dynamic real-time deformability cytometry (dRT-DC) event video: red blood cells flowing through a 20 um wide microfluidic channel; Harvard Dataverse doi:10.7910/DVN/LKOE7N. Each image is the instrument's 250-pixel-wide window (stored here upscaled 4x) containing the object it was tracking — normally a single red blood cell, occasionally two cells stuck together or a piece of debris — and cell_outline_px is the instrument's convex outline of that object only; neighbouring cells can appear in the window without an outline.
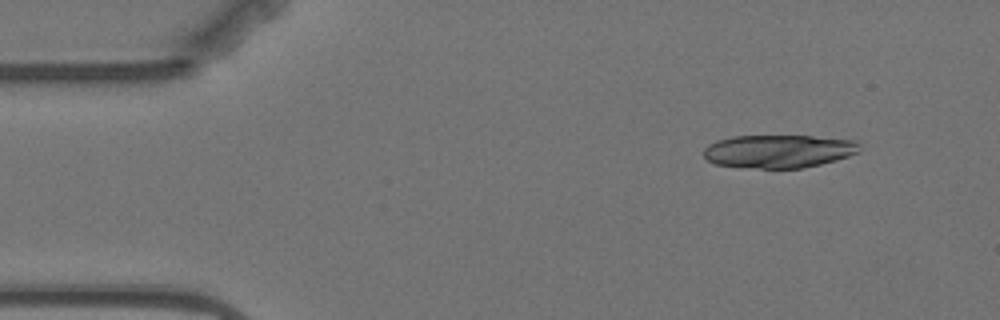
{"species": "Egyptian fruit bat (a non-hibernating species)", "species_latin": "Rousettus aegyptiacus", "temperature_condition": "warm", "stored_images_in_passage": 4, "camera_frame_rate_fps": 3000, "um_per_image_px": 0.085, "animal": {"sex": "female"}, "frame": {"image": 1, "passage_image": 1, "time_ms": 0.0, "image_size_px": [1000, 320], "cell_outline_px": [[860, 152], [836, 160], [820, 164], [800, 168], [760, 168], [716, 164], [708, 160], [704, 156], [704, 148], [708, 144], [716, 140], [732, 136], [812, 136], [856, 140], [860, 144]], "centroid_in_image_um": [66.21, 12.84], "position_along_channel_um": 18.8, "area_um2": 30.06}}